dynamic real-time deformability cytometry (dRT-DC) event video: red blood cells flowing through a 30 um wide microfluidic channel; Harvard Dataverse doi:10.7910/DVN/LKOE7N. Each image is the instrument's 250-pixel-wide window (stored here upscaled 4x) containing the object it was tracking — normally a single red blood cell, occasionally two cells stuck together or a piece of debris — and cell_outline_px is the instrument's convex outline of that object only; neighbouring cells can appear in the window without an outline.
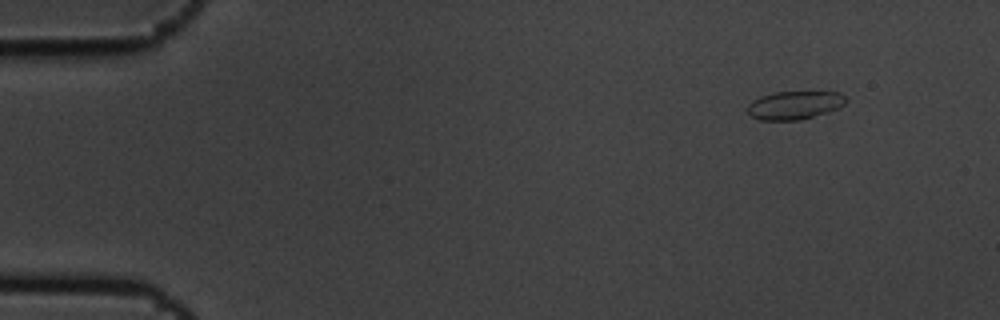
{"species": "common noctule bat (a hibernating species)", "species_latin": "Nyctalus noctula", "temperature_condition": "cold", "stored_images_in_passage": 4, "camera_frame_rate_fps": 3000, "um_per_image_px": 0.085, "animal": {"sex": "male", "body_mass_g": 19.5, "forearm_length_mm": 54.6}, "frame": {"image": 1, "passage_image": 1, "time_ms": 0.0, "image_size_px": [1000, 320], "cell_outline_px": [[848, 100], [840, 108], [828, 112], [800, 120], [760, 120], [752, 116], [748, 112], [748, 104], [752, 100], [760, 96], [776, 92], [840, 92]], "centroid_in_image_um": [67.56, 8.94], "position_along_channel_um": 17.4, "area_um2": 16.24}}